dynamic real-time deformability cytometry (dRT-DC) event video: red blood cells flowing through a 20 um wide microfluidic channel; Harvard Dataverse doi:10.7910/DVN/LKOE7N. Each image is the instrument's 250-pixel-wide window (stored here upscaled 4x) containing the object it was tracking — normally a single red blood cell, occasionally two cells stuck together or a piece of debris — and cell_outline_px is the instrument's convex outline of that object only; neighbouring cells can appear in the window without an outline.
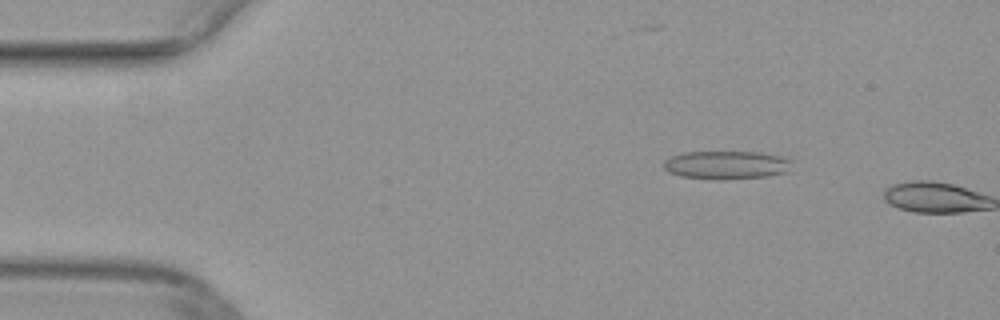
{"species": "common noctule bat (a hibernating species)", "species_latin": "Nyctalus noctula", "temperature_condition": "warm", "stored_images_in_passage": 5, "camera_frame_rate_fps": 3000, "um_per_image_px": 0.085, "animal": {"sex": "female", "body_mass_g": 29.2, "forearm_length_mm": 56.3}, "frame": {"image": 1, "passage_image": 4, "time_ms": 1.0, "image_size_px": [1000, 320], "cell_outline_px": [[792, 160], [788, 172], [768, 176], [680, 176], [668, 172], [664, 168], [664, 160], [672, 156], [684, 152], [760, 152], [780, 156]], "centroid_in_image_um": [61.77, 13.96], "position_along_channel_um": 23.2, "area_um2": 19.94}}